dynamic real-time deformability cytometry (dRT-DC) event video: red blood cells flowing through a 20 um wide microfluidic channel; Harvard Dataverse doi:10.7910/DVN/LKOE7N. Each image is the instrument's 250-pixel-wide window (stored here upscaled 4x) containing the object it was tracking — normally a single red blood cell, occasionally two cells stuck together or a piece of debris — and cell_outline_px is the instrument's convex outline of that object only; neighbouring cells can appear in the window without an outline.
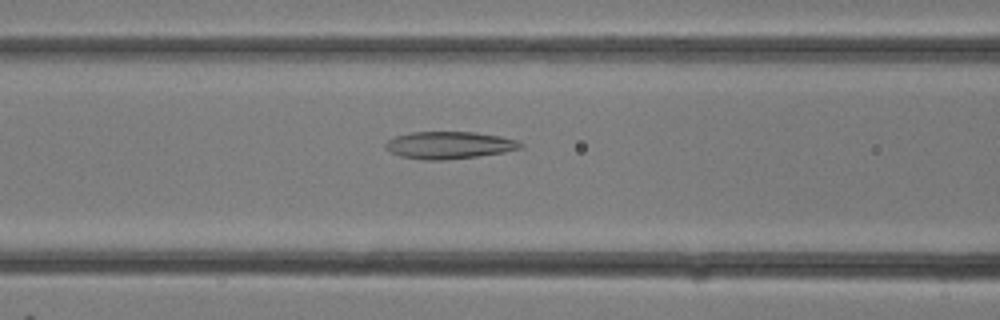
{"species": "common noctule bat (a hibernating species)", "species_latin": "Nyctalus noctula", "temperature_condition": "room temperature", "stored_images_in_passage": 10, "camera_frame_rate_fps": 3000, "um_per_image_px": 0.085, "animal": {"sex": "female"}, "frame": {"image": 1, "passage_image": 4, "time_ms": 1.0, "image_size_px": [1000, 320], "cell_outline_px": [[524, 148], [504, 152], [476, 156], [444, 160], [424, 160], [400, 156], [384, 148], [384, 144], [388, 140], [396, 136], [412, 132], [476, 132], [500, 136], [516, 140], [524, 144]], "centroid_in_image_um": [38.19, 12.34], "position_along_channel_um": 128.4, "area_um2": 21.44}}
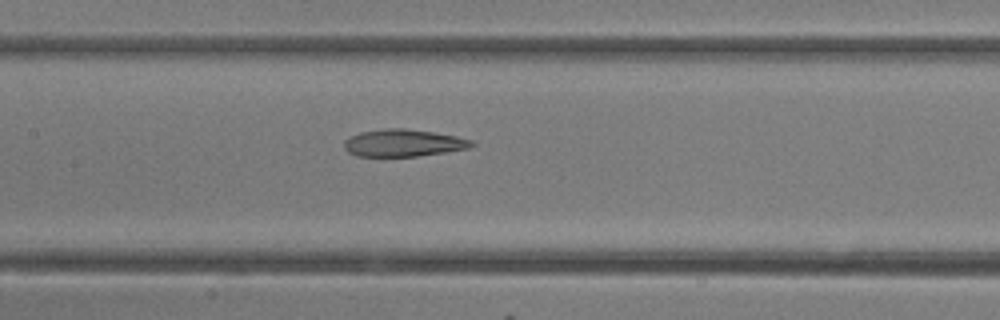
{"frame": {"image": 2, "passage_image": 6, "time_ms": 1.667, "image_size_px": [1000, 320], "cell_outline_px": [[476, 144], [468, 148], [444, 152], [416, 156], [356, 156], [348, 152], [344, 148], [344, 140], [360, 132], [384, 128], [404, 128], [432, 132], [456, 136], [472, 140]], "centroid_in_image_um": [34.26, 12.15], "position_along_channel_um": 173.1, "area_um2": 20.11}}
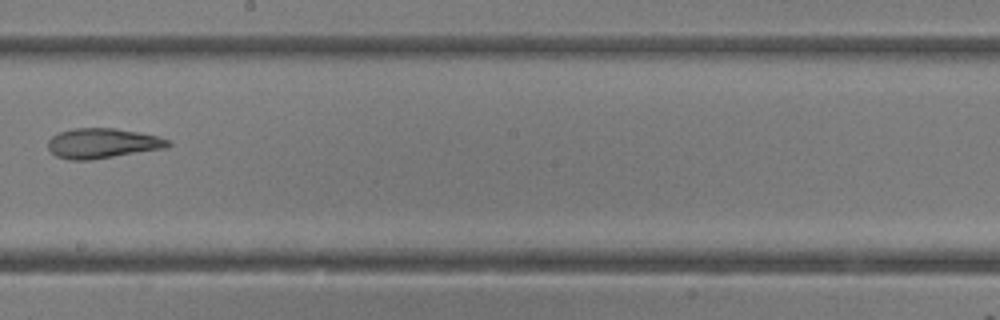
{"frame": {"image": 3, "passage_image": 9, "time_ms": 2.667, "image_size_px": [1000, 320], "cell_outline_px": [[172, 144], [168, 148], [92, 160], [68, 160], [56, 156], [48, 148], [48, 140], [52, 136], [60, 132], [72, 128], [116, 128], [140, 132], [156, 136], [168, 140]], "centroid_in_image_um": [8.72, 12.18], "position_along_channel_um": 239.5, "area_um2": 21.21}}